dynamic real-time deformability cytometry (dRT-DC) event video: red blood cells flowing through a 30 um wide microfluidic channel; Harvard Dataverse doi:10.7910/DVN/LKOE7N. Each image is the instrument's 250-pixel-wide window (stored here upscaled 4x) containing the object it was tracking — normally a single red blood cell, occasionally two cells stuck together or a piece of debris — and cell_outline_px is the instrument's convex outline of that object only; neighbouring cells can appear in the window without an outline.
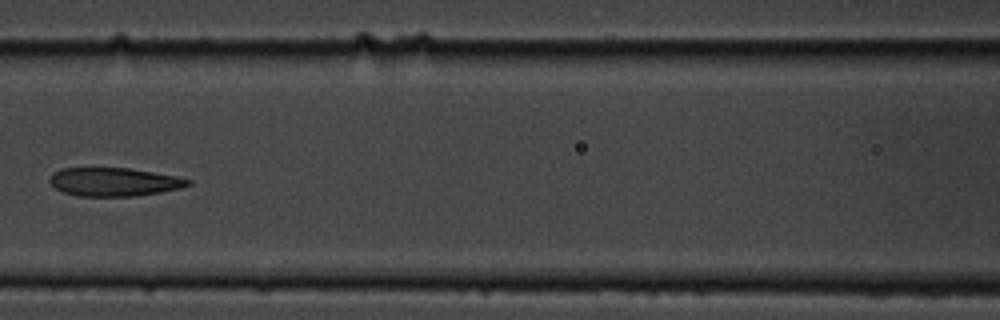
{"species": "common noctule bat (a hibernating species)", "species_latin": "Nyctalus noctula", "temperature_condition": "cold", "stored_images_in_passage": 10, "camera_frame_rate_fps": 3000, "um_per_image_px": 0.085, "animal": {"sex": "male", "body_mass_g": 19.5, "forearm_length_mm": 54.6}, "frame": {"image": 1, "passage_image": 6, "time_ms": 6.0, "image_size_px": [1000, 320], "cell_outline_px": [[192, 184], [180, 188], [160, 192], [136, 196], [76, 196], [64, 192], [56, 188], [48, 180], [52, 172], [64, 168], [128, 168], [176, 176], [192, 180]], "centroid_in_image_um": [9.69, 15.46], "position_along_channel_um": 156.9, "area_um2": 22.89}}
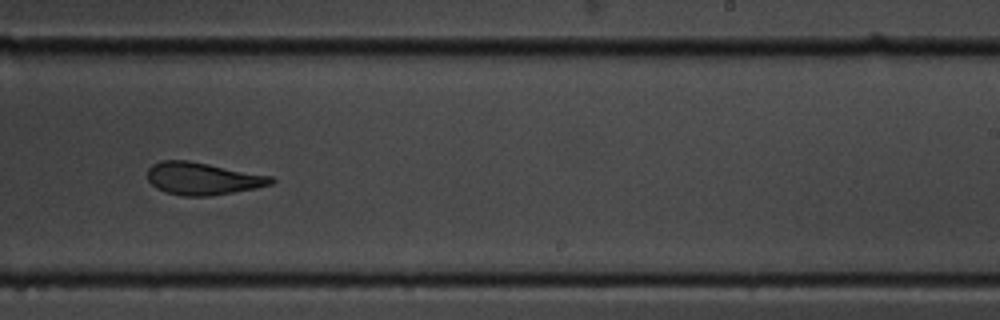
{"frame": {"image": 2, "passage_image": 9, "time_ms": 9.333, "image_size_px": [1000, 320], "cell_outline_px": [[276, 180], [272, 184], [256, 188], [212, 196], [184, 196], [164, 192], [156, 188], [148, 180], [148, 168], [152, 164], [160, 160], [188, 160], [272, 176]], "centroid_in_image_um": [17.22, 15.18], "position_along_channel_um": 271.8, "area_um2": 23.47}}
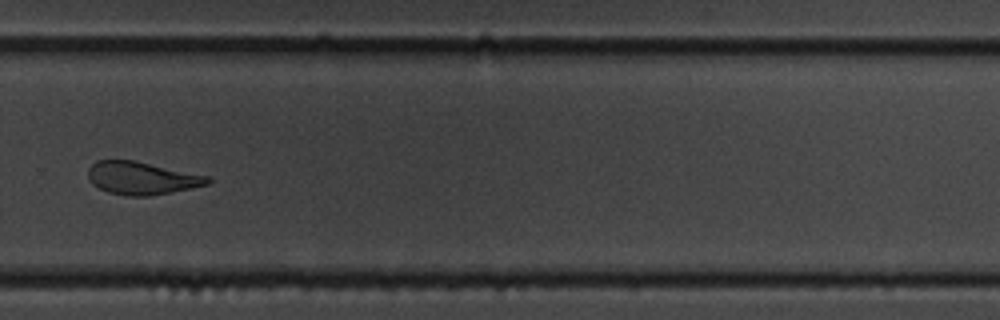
{"frame": {"image": 3, "passage_image": 10, "time_ms": 10.667, "image_size_px": [1000, 320], "cell_outline_px": [[212, 180], [208, 184], [192, 188], [172, 192], [148, 196], [128, 196], [108, 192], [92, 184], [88, 180], [88, 168], [96, 160], [136, 160], [208, 176]], "centroid_in_image_um": [12.03, 15.13], "position_along_channel_um": 317.8, "area_um2": 22.95}}